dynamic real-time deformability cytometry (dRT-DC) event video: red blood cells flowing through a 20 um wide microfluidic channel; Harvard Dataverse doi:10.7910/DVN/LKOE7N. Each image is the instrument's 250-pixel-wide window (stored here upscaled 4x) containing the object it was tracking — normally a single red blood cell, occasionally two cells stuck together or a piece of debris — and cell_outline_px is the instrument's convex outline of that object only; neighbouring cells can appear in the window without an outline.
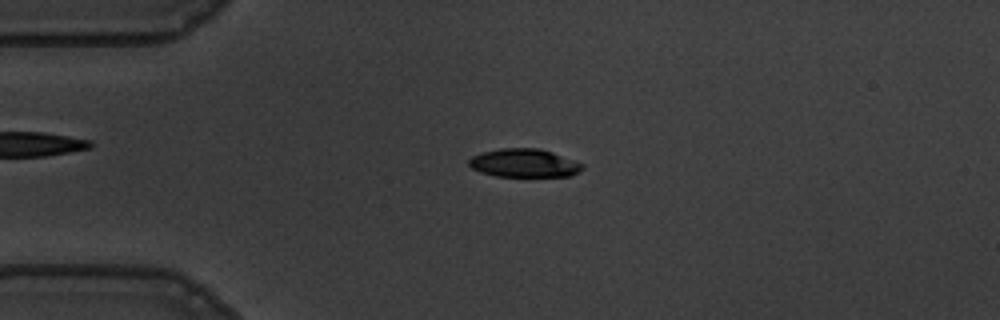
{"species": "common noctule bat (a hibernating species)", "species_latin": "Nyctalus noctula", "temperature_condition": "warm", "stored_images_in_passage": 56, "camera_frame_rate_fps": 3000, "um_per_image_px": 0.085, "animal": {"sex": "male", "body_mass_g": 19.5, "forearm_length_mm": 54.6}, "frame": {"image": 1, "passage_image": 13, "time_ms": 4.0, "image_size_px": [1000, 320], "cell_outline_px": [[584, 168], [580, 172], [568, 176], [496, 176], [480, 172], [472, 168], [468, 164], [468, 160], [472, 156], [484, 152], [500, 148], [540, 148], [552, 152], [584, 164]], "centroid_in_image_um": [44.56, 13.86], "position_along_channel_um": 40.4, "area_um2": 18.73}}
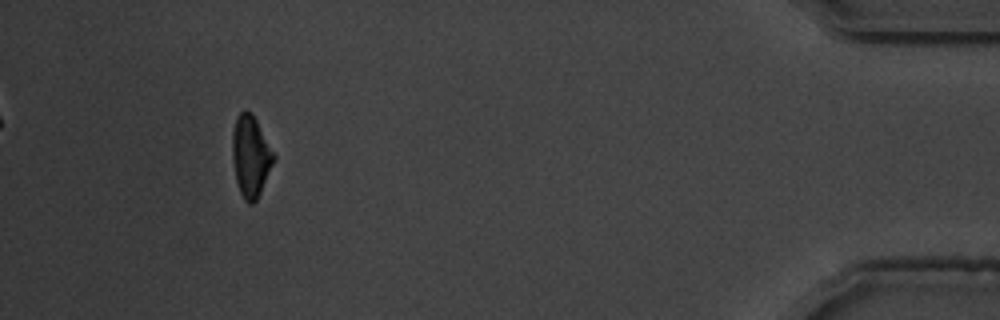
{"frame": {"image": 2, "passage_image": 52, "time_ms": 17.0, "image_size_px": [1000, 320], "cell_outline_px": [[276, 156], [260, 192], [256, 200], [252, 204], [248, 204], [244, 200], [240, 192], [236, 180], [232, 160], [232, 132], [236, 116], [244, 108], [252, 112]], "centroid_in_image_um": [21.29, 13.23], "position_along_channel_um": 413.9, "area_um2": 19.65}, "authors_computed_cell_mechanics": {"area_um2": 20.1722, "velocity_mm_per_s": 3.5696, "shape_relaxation_time_tau1_ms": 2.8694, "shape_relaxation_time_tau2_ms": 5.0066, "deformation_change_tau1": 0.1264, "deformation_change_tau2": 0.0977}}